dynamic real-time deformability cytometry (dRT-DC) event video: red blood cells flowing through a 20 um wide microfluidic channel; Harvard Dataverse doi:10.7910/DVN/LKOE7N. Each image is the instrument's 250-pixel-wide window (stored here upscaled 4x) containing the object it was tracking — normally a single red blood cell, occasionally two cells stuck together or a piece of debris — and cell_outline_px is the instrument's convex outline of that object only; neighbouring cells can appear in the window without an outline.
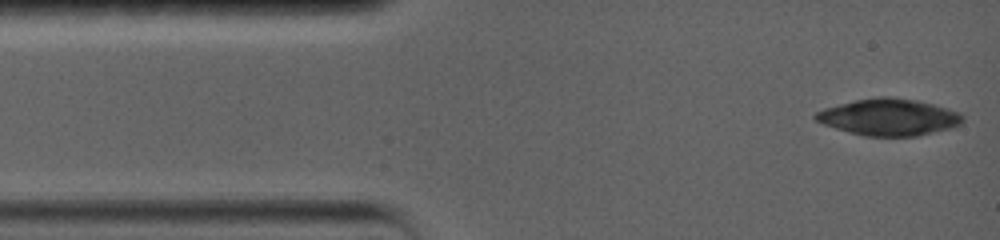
{"species": "common noctule bat (a hibernating species)", "species_latin": "Nyctalus noctula", "temperature_condition": "warm", "stored_images_in_passage": 5, "camera_frame_rate_fps": 5000, "um_per_image_px": 0.085, "animal": {"sex": "female", "body_mass_g": 19.0, "forearm_length_mm": 56.7}, "frame": {"image": 1, "passage_image": 1, "time_ms": 0.0, "image_size_px": [1000, 240], "cell_outline_px": [[964, 120], [960, 124], [952, 128], [916, 136], [864, 136], [848, 132], [824, 124], [816, 120], [812, 116], [816, 112], [824, 108], [856, 100], [880, 96], [892, 96], [916, 100], [948, 108], [960, 112], [964, 116]], "centroid_in_image_um": [75.58, 9.95], "position_along_channel_um": 9.4, "area_um2": 31.5}}